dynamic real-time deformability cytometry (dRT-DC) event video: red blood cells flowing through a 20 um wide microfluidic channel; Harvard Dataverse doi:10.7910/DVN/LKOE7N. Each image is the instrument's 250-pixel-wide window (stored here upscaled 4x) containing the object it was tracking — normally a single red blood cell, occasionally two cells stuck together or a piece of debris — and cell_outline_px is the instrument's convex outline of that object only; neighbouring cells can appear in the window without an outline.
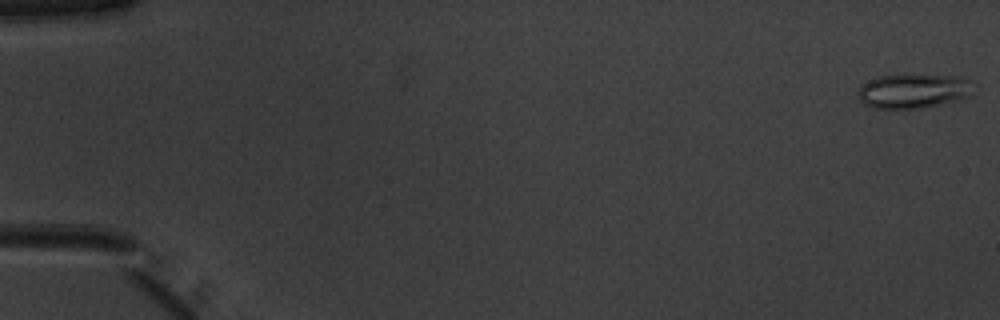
{"species": "common noctule bat (a hibernating species)", "species_latin": "Nyctalus noctula", "temperature_condition": "warm", "stored_images_in_passage": 51, "camera_frame_rate_fps": 3000, "um_per_image_px": 0.085, "animal": {"sex": "male", "body_mass_g": 20.1, "forearm_length_mm": 53.5}, "frame": {"image": 1, "passage_image": 1, "time_ms": 0.0, "image_size_px": [1000, 320], "cell_outline_px": [[972, 80], [968, 96], [920, 108], [872, 108], [864, 104], [860, 100], [860, 88], [868, 80], [876, 76], [964, 76]], "centroid_in_image_um": [77.6, 7.73], "position_along_channel_um": 7.4, "area_um2": 22.25}}
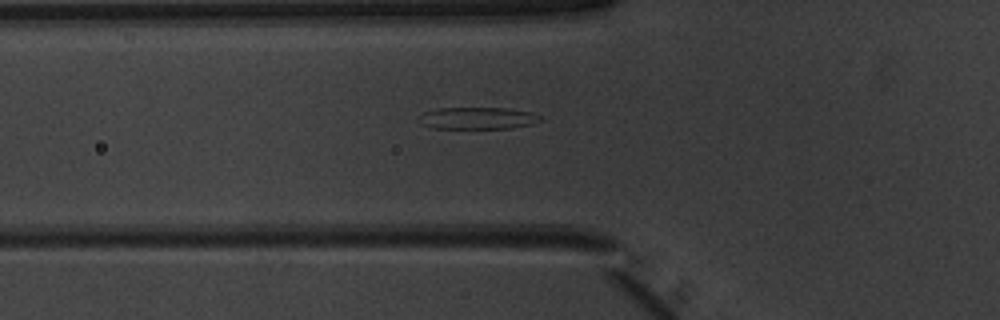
{"frame": {"image": 2, "passage_image": 19, "time_ms": 6.0, "image_size_px": [1000, 320], "cell_outline_px": [[540, 120], [532, 124], [512, 128], [432, 128], [416, 120], [424, 112], [440, 108], [508, 108], [532, 112], [540, 116]], "centroid_in_image_um": [40.6, 10.04], "position_along_channel_um": 85.2, "area_um2": 15.43}}
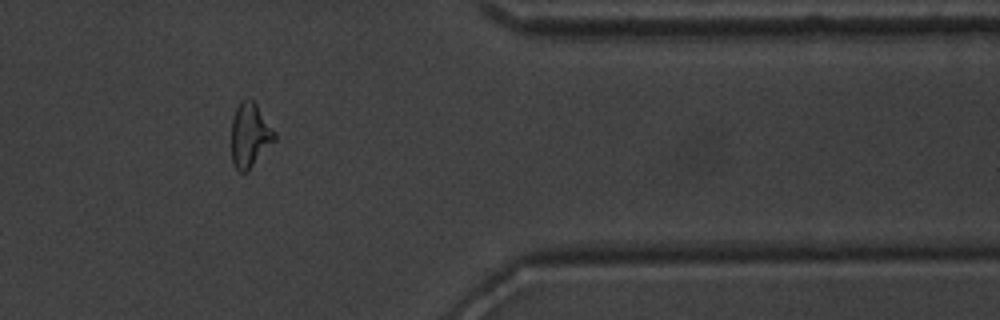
{"frame": {"image": 3, "passage_image": 43, "time_ms": 14.0, "image_size_px": [1000, 320], "cell_outline_px": [[276, 140], [248, 172], [240, 172], [232, 164], [232, 120], [236, 108], [240, 100], [248, 96], [256, 104], [276, 132]], "centroid_in_image_um": [21.25, 11.49], "position_along_channel_um": 390.1, "area_um2": 16.42}, "authors_computed_cell_mechanics": {"area_um2": 16.8198, "velocity_mm_per_s": 4.0077, "shape_relaxation_time_tau1_ms": null, "shape_relaxation_time_tau2_ms": 2.18, "deformation_change_tau1": null, "deformation_change_tau2": 0.1293}}